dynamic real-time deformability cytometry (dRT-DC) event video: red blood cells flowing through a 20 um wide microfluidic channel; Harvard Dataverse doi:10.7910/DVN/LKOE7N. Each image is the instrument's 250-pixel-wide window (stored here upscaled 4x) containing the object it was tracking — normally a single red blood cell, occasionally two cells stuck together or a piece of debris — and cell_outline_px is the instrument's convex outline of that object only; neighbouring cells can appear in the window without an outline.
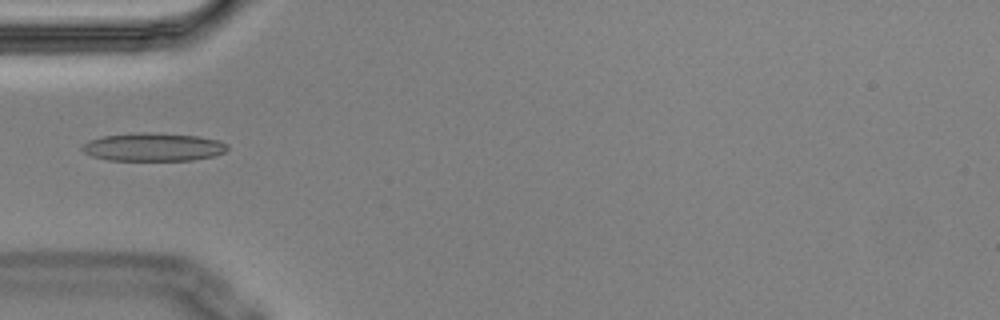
{"species": "Egyptian fruit bat (a non-hibernating species)", "species_latin": "Rousettus aegyptiacus", "temperature_condition": "cold", "stored_images_in_passage": 5, "camera_frame_rate_fps": 3000, "um_per_image_px": 0.085, "animal": {"sex": "male"}, "frame": {"image": 1, "passage_image": 5, "time_ms": 1.333, "image_size_px": [1000, 320], "cell_outline_px": [[228, 148], [224, 152], [216, 156], [192, 160], [108, 160], [92, 156], [84, 152], [80, 148], [88, 140], [104, 136], [136, 132], [152, 132], [200, 136], [220, 140], [228, 144]], "centroid_in_image_um": [13.06, 12.49], "position_along_channel_um": 71.9, "area_um2": 24.1}}